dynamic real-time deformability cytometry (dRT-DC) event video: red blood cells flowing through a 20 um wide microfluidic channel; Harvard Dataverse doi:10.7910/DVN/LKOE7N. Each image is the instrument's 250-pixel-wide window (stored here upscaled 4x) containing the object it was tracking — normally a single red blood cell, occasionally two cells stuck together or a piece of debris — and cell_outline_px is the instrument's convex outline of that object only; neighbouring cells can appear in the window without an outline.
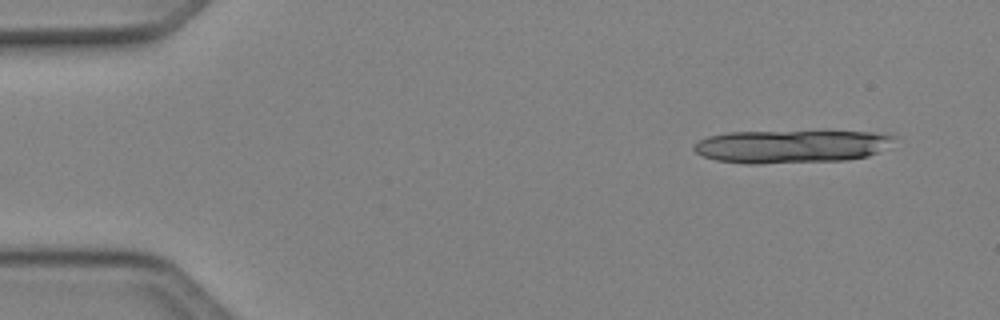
{"species": "Egyptian fruit bat (a non-hibernating species)", "species_latin": "Rousettus aegyptiacus", "temperature_condition": "cold", "stored_images_in_passage": 15, "camera_frame_rate_fps": 3000, "um_per_image_px": 0.085, "animal": {"sex": "female"}, "frame": {"image": 1, "passage_image": 4, "time_ms": 1.0, "image_size_px": [1000, 320], "cell_outline_px": [[896, 136], [876, 152], [868, 156], [848, 160], [756, 164], [748, 164], [716, 160], [704, 156], [696, 152], [692, 148], [700, 140], [708, 136], [728, 132], [872, 132]], "centroid_in_image_um": [67.17, 12.46], "position_along_channel_um": 17.8, "area_um2": 37.86}}